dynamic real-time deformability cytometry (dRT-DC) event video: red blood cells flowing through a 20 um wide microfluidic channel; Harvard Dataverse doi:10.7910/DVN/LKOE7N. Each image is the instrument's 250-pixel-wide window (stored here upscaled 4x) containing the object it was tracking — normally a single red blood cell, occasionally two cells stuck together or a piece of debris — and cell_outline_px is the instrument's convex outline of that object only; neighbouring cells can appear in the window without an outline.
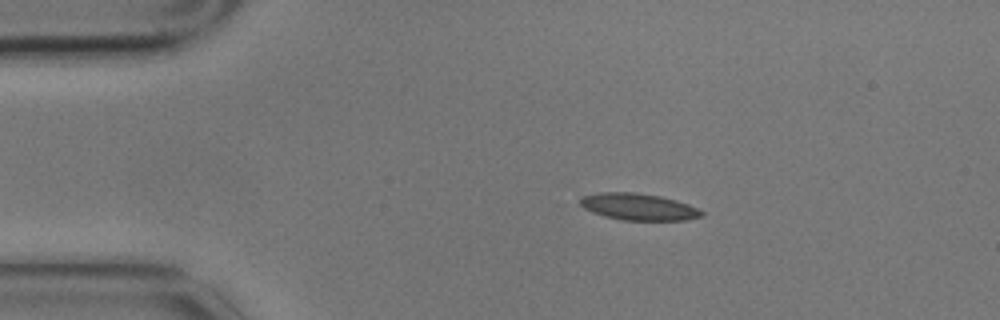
{"species": "common noctule bat (a hibernating species)", "species_latin": "Nyctalus noctula", "temperature_condition": "cold", "stored_images_in_passage": 6, "camera_frame_rate_fps": 3000, "um_per_image_px": 0.085, "animal": {"sex": "male", "body_mass_g": 17.9}, "frame": {"image": 1, "passage_image": 1, "time_ms": 0.0, "image_size_px": [1000, 320], "cell_outline_px": [[704, 216], [684, 220], [624, 220], [604, 216], [592, 212], [584, 208], [580, 204], [580, 196], [600, 192], [636, 192], [660, 196], [676, 200], [688, 204], [704, 212]], "centroid_in_image_um": [54.25, 17.57], "position_along_channel_um": 30.7, "area_um2": 18.96}}
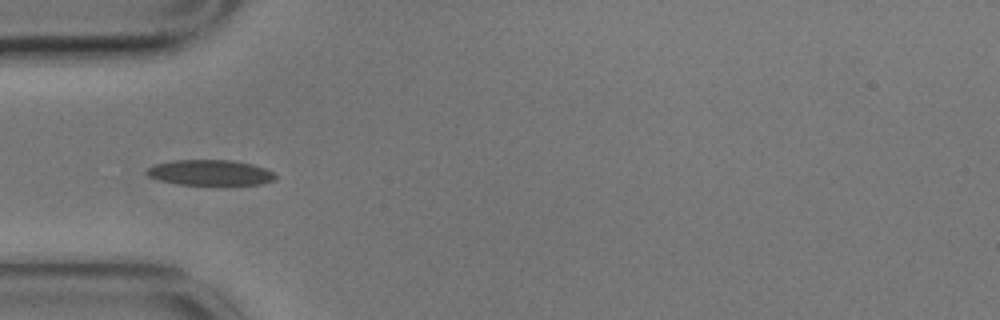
{"frame": {"image": 2, "passage_image": 3, "time_ms": 0.667, "image_size_px": [1000, 320], "cell_outline_px": [[276, 180], [260, 184], [176, 184], [160, 180], [148, 176], [144, 172], [148, 168], [156, 164], [172, 160], [232, 160], [252, 164], [264, 168], [272, 172], [276, 176]], "centroid_in_image_um": [17.85, 14.66], "position_along_channel_um": 67.2, "area_um2": 18.96}}